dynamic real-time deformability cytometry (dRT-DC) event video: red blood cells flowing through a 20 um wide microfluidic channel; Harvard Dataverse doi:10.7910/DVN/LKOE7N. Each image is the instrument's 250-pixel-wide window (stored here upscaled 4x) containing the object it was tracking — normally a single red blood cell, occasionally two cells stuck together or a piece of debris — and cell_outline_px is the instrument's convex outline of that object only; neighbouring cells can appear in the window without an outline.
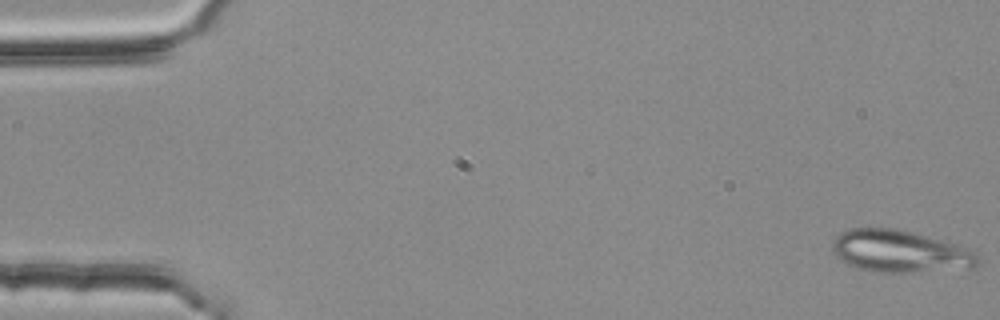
{"species": "common noctule bat (a hibernating species)", "species_latin": "Nyctalus noctula", "temperature_condition": "room temperature", "stored_images_in_passage": 53, "segment_of_instrument_passage": [1, 2], "camera_frame_rate_fps": 3000, "um_per_image_px": 0.085, "animal": {"sex": "female", "body_mass_g": 25.1}, "frame": {"image": 1, "passage_image": 1, "time_ms": 0.0, "image_size_px": [1000, 320], "cell_outline_px": [[980, 264], [972, 268], [912, 272], [872, 272], [856, 268], [840, 260], [832, 252], [832, 244], [836, 236], [840, 232], [852, 228], [896, 228], [952, 244], [976, 252], [980, 260]], "centroid_in_image_um": [76.44, 21.38], "position_along_channel_um": 8.6, "area_um2": 35.55}}